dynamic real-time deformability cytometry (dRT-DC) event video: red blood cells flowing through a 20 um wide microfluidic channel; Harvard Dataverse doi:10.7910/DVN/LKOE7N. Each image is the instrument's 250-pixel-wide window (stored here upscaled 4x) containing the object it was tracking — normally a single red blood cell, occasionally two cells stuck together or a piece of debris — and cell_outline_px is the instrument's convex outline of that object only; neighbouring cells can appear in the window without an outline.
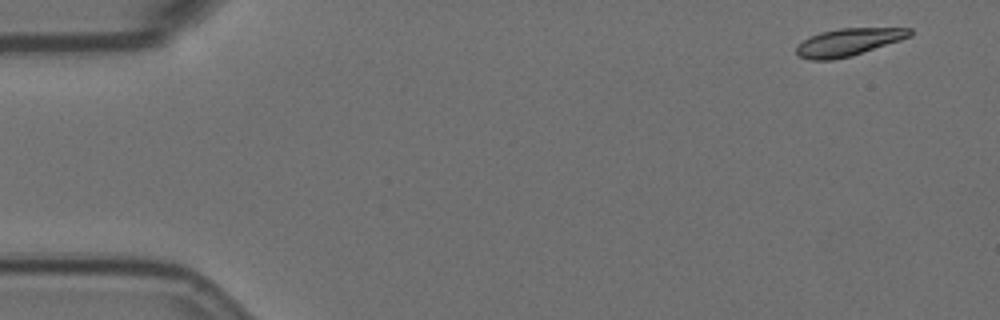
{"species": "Egyptian fruit bat (a non-hibernating species)", "species_latin": "Rousettus aegyptiacus", "temperature_condition": "room temperature", "stored_images_in_passage": 4, "camera_frame_rate_fps": 3000, "um_per_image_px": 0.085, "animal": {"sex": "female"}, "frame": {"image": 1, "passage_image": 1, "time_ms": 0.0, "image_size_px": [1000, 320], "cell_outline_px": [[912, 36], [852, 56], [832, 60], [812, 60], [796, 56], [796, 48], [804, 40], [820, 32], [840, 28], [912, 28]], "centroid_in_image_um": [72.12, 3.59], "position_along_channel_um": 12.9, "area_um2": 18.09}}
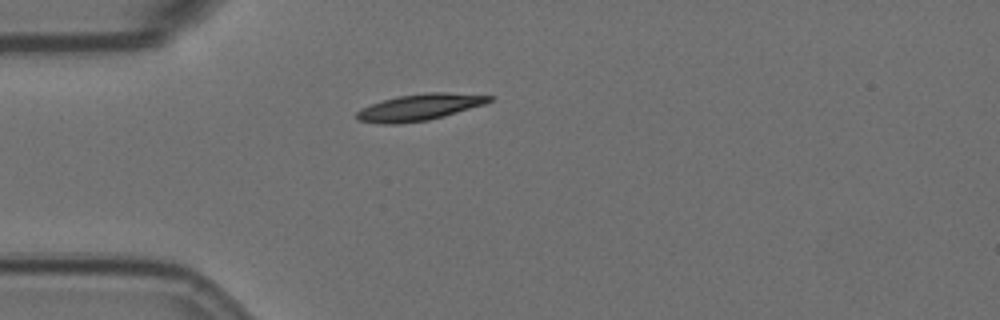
{"frame": {"image": 2, "passage_image": 4, "time_ms": 4.0, "image_size_px": [1000, 320], "cell_outline_px": [[496, 96], [492, 100], [484, 104], [444, 116], [428, 120], [396, 124], [384, 124], [356, 120], [356, 112], [360, 108], [396, 96], [428, 92], [448, 92]], "centroid_in_image_um": [35.66, 9.11], "position_along_channel_um": 49.3, "area_um2": 20.46}}